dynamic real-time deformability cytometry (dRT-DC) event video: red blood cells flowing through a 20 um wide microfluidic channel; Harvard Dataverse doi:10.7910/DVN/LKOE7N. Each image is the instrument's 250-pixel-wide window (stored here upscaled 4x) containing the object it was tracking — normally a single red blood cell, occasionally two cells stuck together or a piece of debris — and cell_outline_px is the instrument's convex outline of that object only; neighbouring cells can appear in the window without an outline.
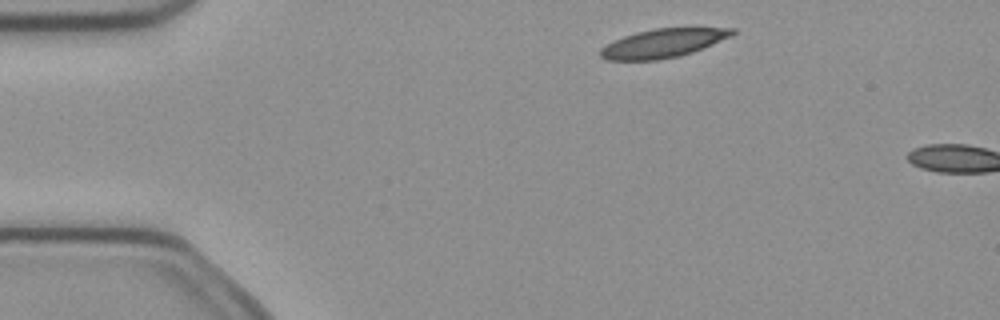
{"species": "common noctule bat (a hibernating species)", "species_latin": "Nyctalus noctula", "temperature_condition": "cold", "stored_images_in_passage": 2, "camera_frame_rate_fps": 3000, "um_per_image_px": 0.085, "animal": {"sex": "female", "body_mass_g": 21.9}, "frame": {"image": 1, "passage_image": 1, "time_ms": 0.0, "image_size_px": [1000, 320], "cell_outline_px": [[736, 32], [732, 36], [704, 48], [680, 56], [656, 60], [604, 60], [600, 56], [600, 48], [612, 40], [636, 32], [656, 28], [736, 28]], "centroid_in_image_um": [56.35, 3.67], "position_along_channel_um": 28.7, "area_um2": 22.2}}